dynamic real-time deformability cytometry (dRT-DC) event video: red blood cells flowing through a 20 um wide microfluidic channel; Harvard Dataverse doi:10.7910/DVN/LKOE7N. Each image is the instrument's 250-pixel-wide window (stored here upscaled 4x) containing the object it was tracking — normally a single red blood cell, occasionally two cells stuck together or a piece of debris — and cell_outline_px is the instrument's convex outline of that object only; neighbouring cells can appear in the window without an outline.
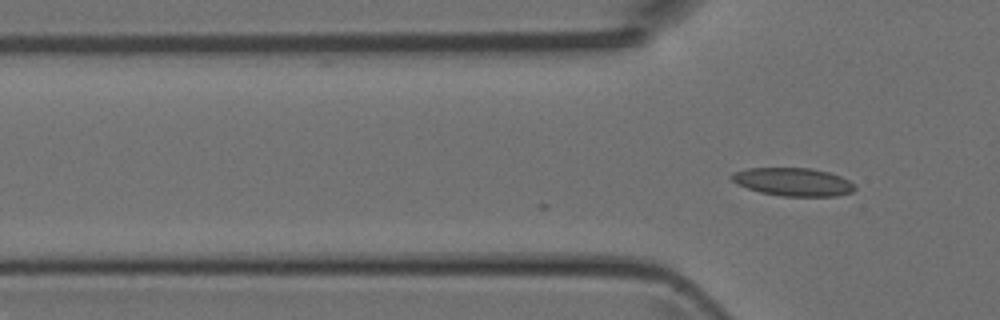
{"species": "Egyptian fruit bat (a non-hibernating species)", "species_latin": "Rousettus aegyptiacus", "temperature_condition": "room temperature", "stored_images_in_passage": 10, "camera_frame_rate_fps": 3000, "um_per_image_px": 0.085, "animal": {"sex": "female"}, "frame": {"image": 1, "passage_image": 10, "time_ms": 3.0, "image_size_px": [1000, 320], "cell_outline_px": [[856, 188], [852, 192], [836, 196], [780, 196], [760, 192], [736, 184], [728, 176], [732, 172], [748, 168], [812, 168], [828, 172], [840, 176], [856, 184]], "centroid_in_image_um": [67.4, 15.46], "position_along_channel_um": 58.4, "area_um2": 20.35}}